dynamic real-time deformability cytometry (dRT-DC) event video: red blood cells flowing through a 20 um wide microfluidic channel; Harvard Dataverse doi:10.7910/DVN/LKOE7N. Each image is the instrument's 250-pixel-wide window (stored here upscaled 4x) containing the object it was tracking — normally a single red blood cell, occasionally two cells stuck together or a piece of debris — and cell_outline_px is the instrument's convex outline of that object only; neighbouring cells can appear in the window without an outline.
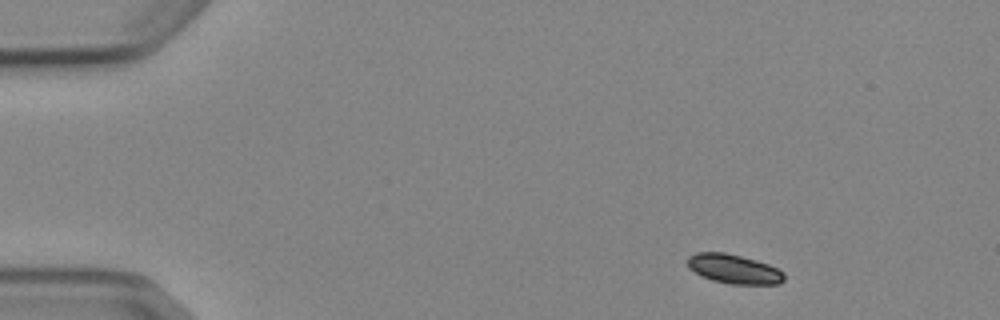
{"species": "Egyptian fruit bat (a non-hibernating species)", "species_latin": "Rousettus aegyptiacus", "temperature_condition": "cold", "stored_images_in_passage": 5, "camera_frame_rate_fps": 3000, "um_per_image_px": 0.085, "animal": {"sex": "female"}, "frame": {"image": 1, "passage_image": 1, "time_ms": 0.0, "image_size_px": [1000, 320], "cell_outline_px": [[784, 280], [780, 284], [732, 284], [712, 280], [688, 268], [688, 256], [696, 252], [724, 252], [756, 260], [768, 264], [784, 272]], "centroid_in_image_um": [62.39, 22.86], "position_along_channel_um": 22.6, "area_um2": 16.36}}
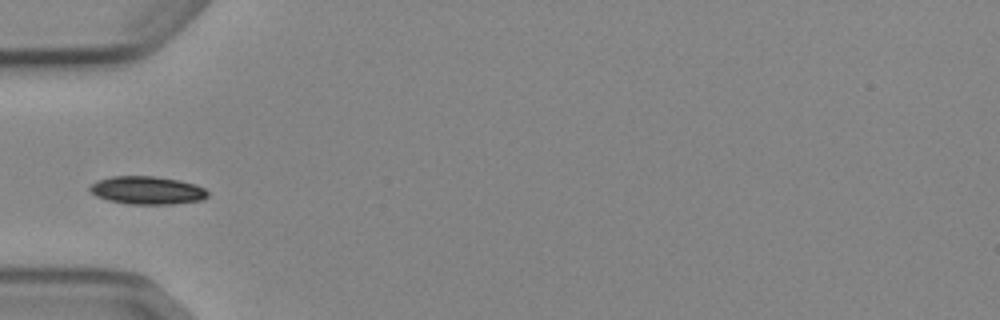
{"frame": {"image": 2, "passage_image": 4, "time_ms": 3.667, "image_size_px": [1000, 320], "cell_outline_px": [[208, 196], [204, 200], [172, 204], [128, 204], [108, 200], [96, 196], [88, 188], [96, 180], [112, 176], [156, 176], [196, 184], [204, 188], [208, 192]], "centroid_in_image_um": [12.51, 16.18], "position_along_channel_um": 72.5, "area_um2": 19.31}}
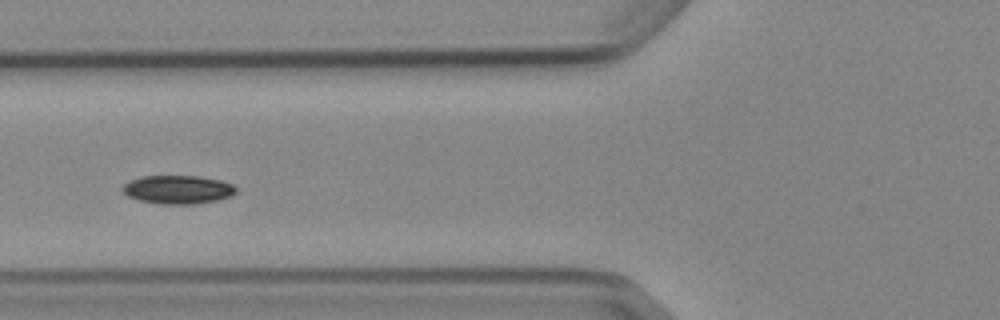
{"frame": {"image": 3, "passage_image": 5, "time_ms": 4.667, "image_size_px": [1000, 320], "cell_outline_px": [[236, 192], [232, 196], [216, 200], [192, 204], [160, 204], [140, 200], [128, 196], [120, 188], [124, 184], [132, 180], [144, 176], [196, 176], [220, 180], [232, 184], [236, 188]], "centroid_in_image_um": [15.12, 16.11], "position_along_channel_um": 110.7, "area_um2": 18.67}}